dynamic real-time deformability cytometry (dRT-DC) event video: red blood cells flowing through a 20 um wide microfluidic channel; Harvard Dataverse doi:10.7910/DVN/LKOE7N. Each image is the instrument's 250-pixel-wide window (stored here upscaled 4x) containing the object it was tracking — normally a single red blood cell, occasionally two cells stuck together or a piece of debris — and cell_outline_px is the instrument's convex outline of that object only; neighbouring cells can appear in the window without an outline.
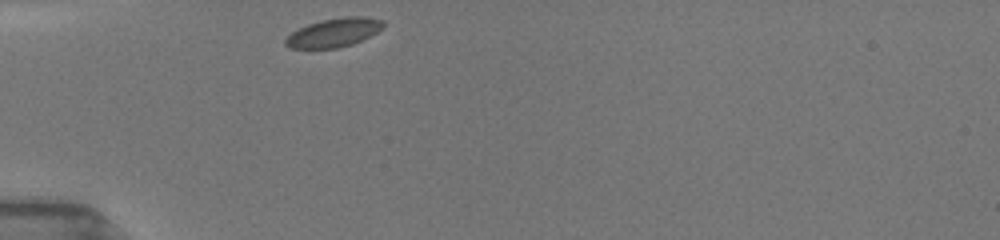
{"species": "common noctule bat (a hibernating species)", "species_latin": "Nyctalus noctula", "temperature_condition": "room temperature", "stored_images_in_passage": 26, "camera_frame_rate_fps": 3000, "um_per_image_px": 0.085, "animal": {"sex": "female", "body_mass_g": 19.5, "forearm_length_mm": 54.1}, "frame": {"image": 1, "passage_image": 1, "time_ms": 0.0, "image_size_px": [1000, 240], "cell_outline_px": [[384, 28], [352, 44], [336, 48], [288, 48], [284, 44], [284, 40], [292, 32], [308, 24], [320, 20], [344, 16], [364, 16], [384, 20]], "centroid_in_image_um": [28.38, 2.76], "position_along_channel_um": 56.6, "area_um2": 16.36}}
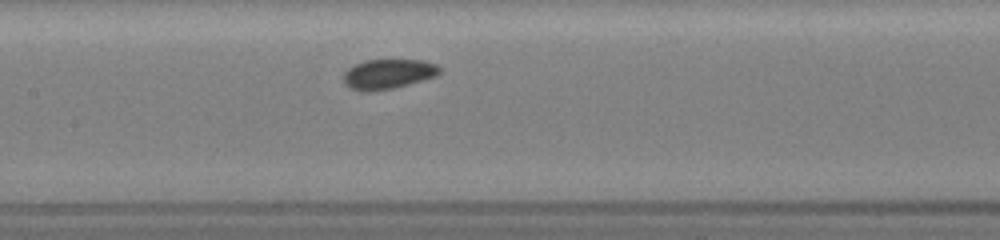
{"frame": {"image": 2, "passage_image": 15, "time_ms": 3.333, "image_size_px": [1000, 240], "cell_outline_px": [[440, 72], [436, 76], [424, 80], [392, 88], [372, 92], [360, 92], [348, 88], [344, 84], [344, 72], [348, 68], [364, 60], [420, 60], [436, 64], [440, 68]], "centroid_in_image_um": [32.95, 6.31], "position_along_channel_um": 174.5, "area_um2": 16.82}}
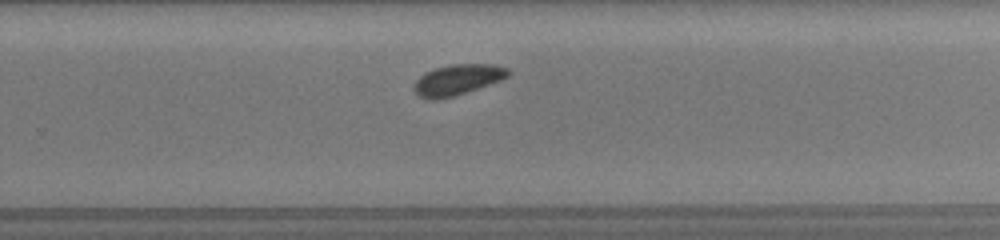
{"frame": {"image": 3, "passage_image": 24, "time_ms": 6.333, "image_size_px": [1000, 240], "cell_outline_px": [[512, 72], [508, 76], [500, 80], [456, 96], [436, 100], [428, 100], [420, 96], [412, 88], [416, 80], [424, 72], [448, 64], [492, 64], [508, 68]], "centroid_in_image_um": [38.87, 6.78], "position_along_channel_um": 290.9, "area_um2": 16.94}}